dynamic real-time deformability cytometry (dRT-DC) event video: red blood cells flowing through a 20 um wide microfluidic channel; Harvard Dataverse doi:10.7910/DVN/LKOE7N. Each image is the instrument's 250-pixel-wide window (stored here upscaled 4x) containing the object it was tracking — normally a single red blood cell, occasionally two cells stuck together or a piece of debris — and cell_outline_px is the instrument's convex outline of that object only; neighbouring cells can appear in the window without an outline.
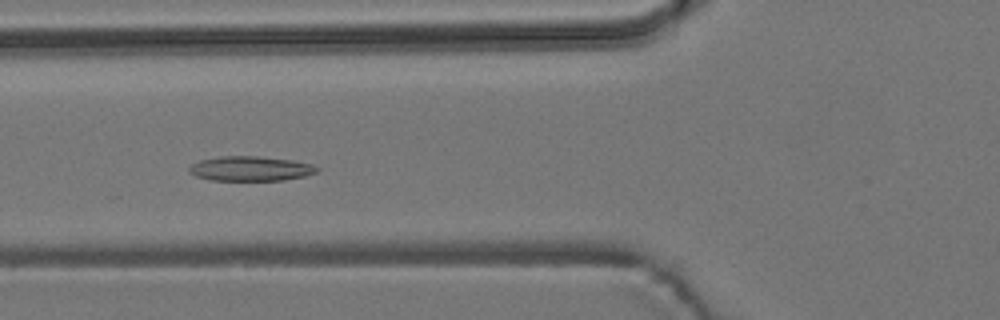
{"species": "common noctule bat (a hibernating species)", "species_latin": "Nyctalus noctula", "temperature_condition": "room temperature", "stored_images_in_passage": 49, "camera_frame_rate_fps": 3000, "um_per_image_px": 0.085, "animal": {"sex": "male", "body_mass_g": 19.2, "forearm_length_mm": 51.8}, "frame": {"image": 1, "passage_image": 15, "time_ms": 4.667, "image_size_px": [1000, 320], "cell_outline_px": [[320, 168], [316, 172], [304, 176], [284, 180], [208, 180], [196, 176], [188, 172], [188, 168], [192, 164], [200, 160], [220, 156], [256, 156], [292, 160], [312, 164]], "centroid_in_image_um": [21.27, 14.33], "position_along_channel_um": 104.5, "area_um2": 18.38}}
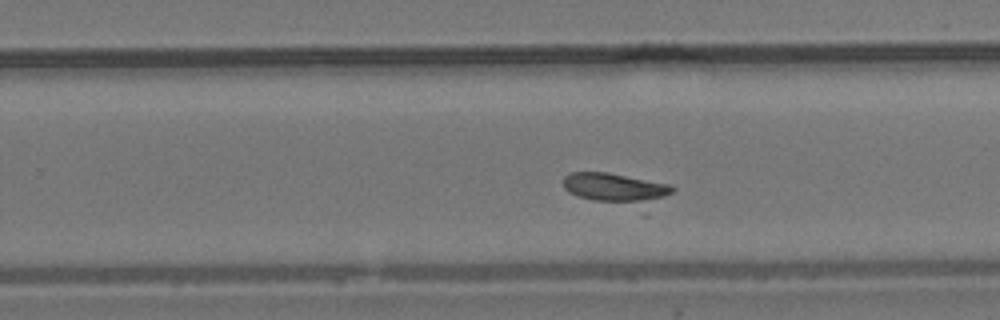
{"frame": {"image": 2, "passage_image": 29, "time_ms": 9.333, "image_size_px": [1000, 320], "cell_outline_px": [[676, 188], [672, 192], [664, 196], [636, 204], [592, 200], [568, 192], [564, 188], [564, 176], [572, 172], [608, 172], [672, 184]], "centroid_in_image_um": [52.28, 15.93], "position_along_channel_um": 277.5, "area_um2": 18.38}}
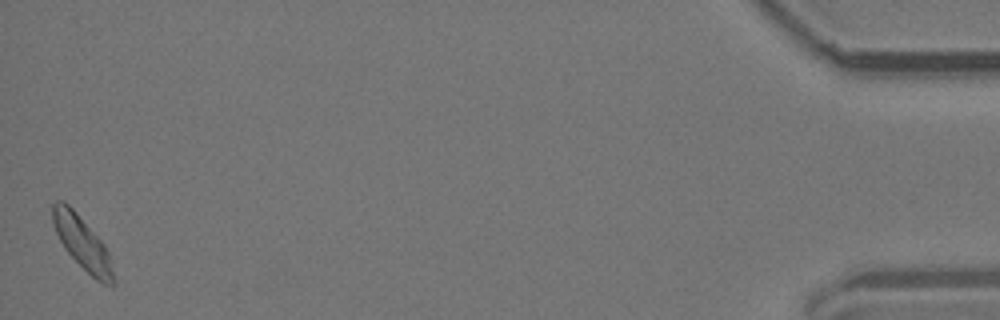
{"frame": {"image": 3, "passage_image": 49, "time_ms": 16.0, "image_size_px": [1000, 320], "cell_outline_px": [[116, 284], [104, 284], [96, 280], [64, 248], [56, 232], [52, 220], [52, 204], [56, 200], [64, 200], [76, 212], [104, 244], [108, 252], [116, 280]], "centroid_in_image_um": [7.0, 20.64], "position_along_channel_um": 428.2, "area_um2": 18.44}}